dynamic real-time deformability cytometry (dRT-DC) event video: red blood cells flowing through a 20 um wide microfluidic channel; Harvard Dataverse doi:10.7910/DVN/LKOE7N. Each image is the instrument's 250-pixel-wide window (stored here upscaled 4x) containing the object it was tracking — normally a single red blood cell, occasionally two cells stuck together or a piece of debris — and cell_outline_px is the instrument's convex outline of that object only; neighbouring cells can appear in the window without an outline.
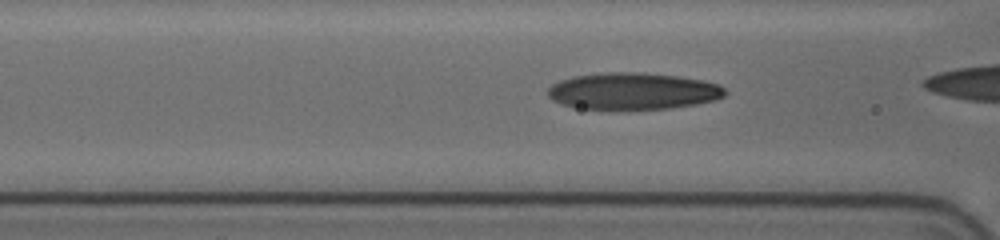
{"species": "human", "species_latin": "Homo sapiens", "temperature_condition": "cold", "stored_images_in_passage": 27, "camera_frame_rate_fps": 3000, "um_per_image_px": 0.085, "donor": {"sex": "female"}, "frame": {"image": 1, "passage_image": 5, "time_ms": 1.333, "image_size_px": [1000, 240], "cell_outline_px": [[728, 92], [724, 96], [716, 100], [696, 104], [672, 108], [608, 112], [580, 108], [564, 104], [552, 100], [548, 96], [548, 88], [552, 84], [560, 80], [572, 76], [604, 72], [640, 72], [676, 76], [704, 80], [720, 84]], "centroid_in_image_um": [53.8, 7.78], "position_along_channel_um": 112.8, "area_um2": 39.13}}
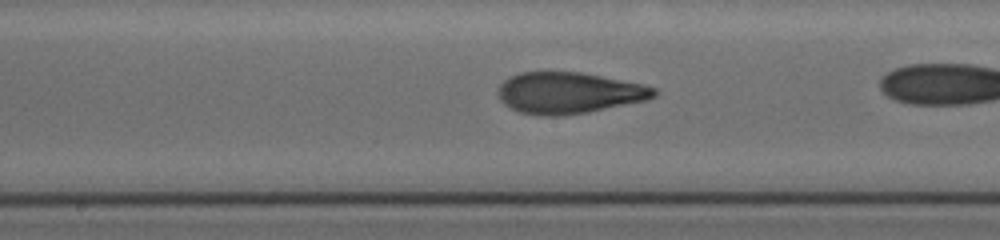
{"frame": {"image": 2, "passage_image": 12, "time_ms": 3.667, "image_size_px": [1000, 240], "cell_outline_px": [[656, 96], [648, 100], [588, 112], [556, 116], [540, 116], [520, 112], [504, 104], [500, 100], [500, 84], [504, 80], [520, 72], [580, 72], [644, 84], [656, 88]], "centroid_in_image_um": [48.39, 7.9], "position_along_channel_um": 199.8, "area_um2": 37.4}}